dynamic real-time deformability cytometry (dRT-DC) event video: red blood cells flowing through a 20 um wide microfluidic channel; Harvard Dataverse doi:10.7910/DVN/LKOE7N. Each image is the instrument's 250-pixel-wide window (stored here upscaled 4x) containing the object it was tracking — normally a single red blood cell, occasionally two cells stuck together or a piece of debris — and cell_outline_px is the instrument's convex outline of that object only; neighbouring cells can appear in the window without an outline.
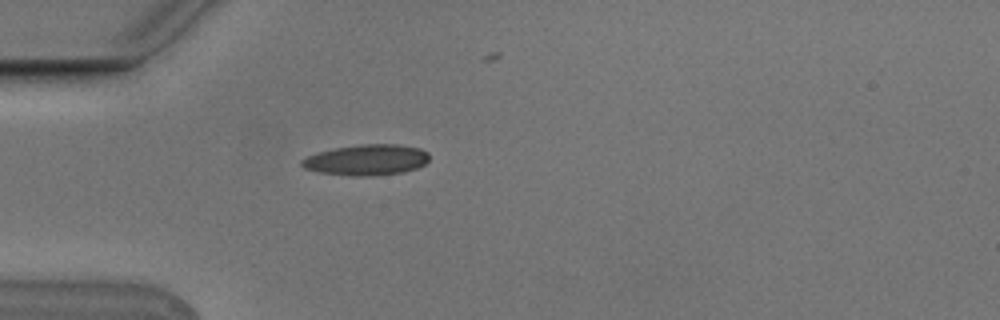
{"species": "Egyptian fruit bat (a non-hibernating species)", "species_latin": "Rousettus aegyptiacus", "temperature_condition": "cold", "stored_images_in_passage": 2, "camera_frame_rate_fps": 3000, "um_per_image_px": 0.085, "animal": {"sex": "male"}, "frame": {"image": 1, "passage_image": 1, "time_ms": 0.0, "image_size_px": [1000, 320], "cell_outline_px": [[428, 160], [424, 164], [416, 168], [404, 172], [372, 176], [352, 176], [320, 172], [304, 168], [300, 164], [300, 160], [316, 152], [332, 148], [360, 144], [396, 144], [420, 148], [428, 152]], "centroid_in_image_um": [31.14, 13.58], "position_along_channel_um": 53.9, "area_um2": 23.0}}